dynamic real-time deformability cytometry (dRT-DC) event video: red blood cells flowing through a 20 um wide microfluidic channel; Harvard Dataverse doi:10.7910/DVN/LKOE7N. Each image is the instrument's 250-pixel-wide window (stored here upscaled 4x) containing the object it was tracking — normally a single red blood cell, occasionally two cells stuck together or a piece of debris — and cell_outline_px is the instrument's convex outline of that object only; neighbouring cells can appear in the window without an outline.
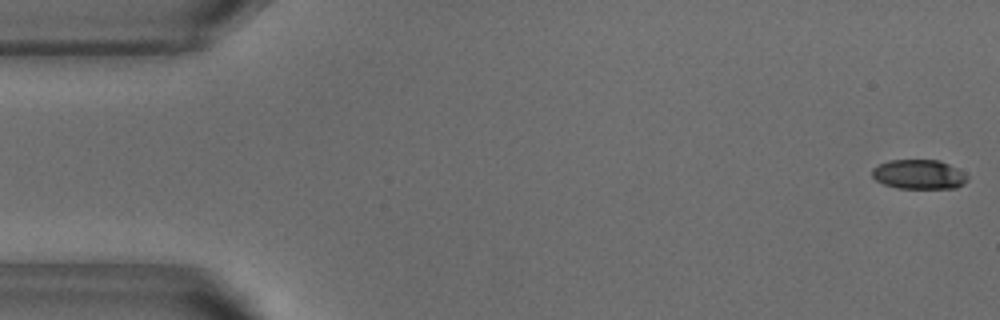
{"species": "common noctule bat (a hibernating species)", "species_latin": "Nyctalus noctula", "temperature_condition": "warm", "stored_images_in_passage": 52, "camera_frame_rate_fps": 3000, "um_per_image_px": 0.085, "animal": {"sex": "male", "body_mass_g": 18.8}, "frame": {"image": 1, "passage_image": 1, "time_ms": 0.0, "image_size_px": [1000, 320], "cell_outline_px": [[968, 180], [964, 184], [956, 188], [900, 188], [884, 184], [876, 180], [872, 176], [872, 168], [888, 160], [940, 160], [964, 172], [968, 176]], "centroid_in_image_um": [78.12, 14.82], "position_along_channel_um": 6.9, "area_um2": 16.36}}
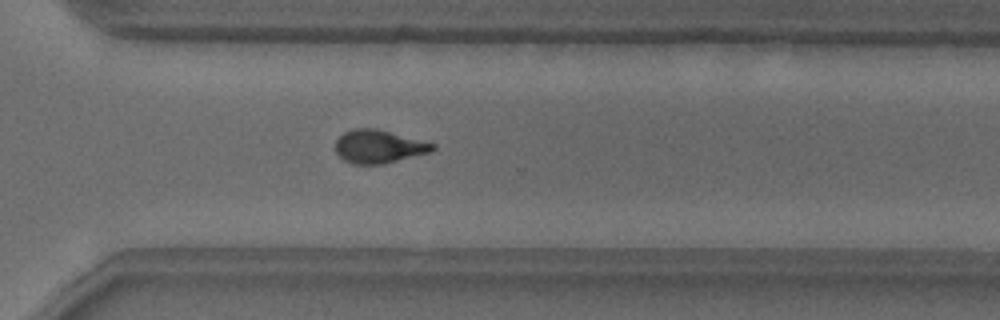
{"frame": {"image": 2, "passage_image": 37, "time_ms": 12.0, "image_size_px": [1000, 320], "cell_outline_px": [[436, 148], [428, 152], [384, 164], [352, 164], [344, 160], [336, 152], [336, 140], [344, 132], [352, 128], [376, 128], [436, 144]], "centroid_in_image_um": [32.17, 12.45], "position_along_channel_um": 338.4, "area_um2": 18.67}}
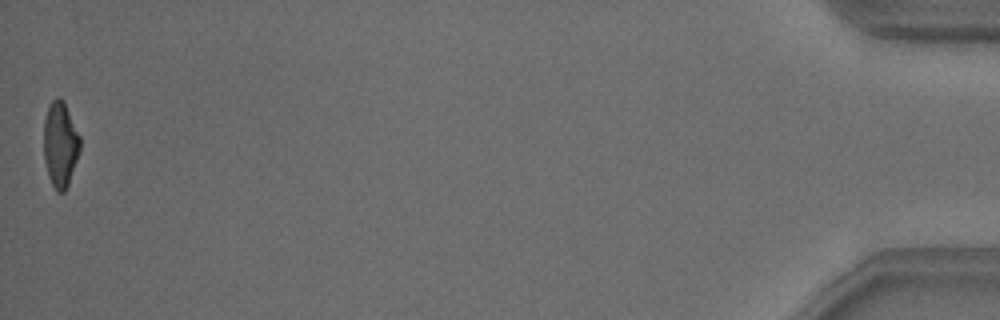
{"frame": {"image": 3, "passage_image": 52, "time_ms": 17.0, "image_size_px": [1000, 320], "cell_outline_px": [[80, 152], [68, 184], [64, 192], [56, 192], [48, 176], [44, 160], [44, 120], [48, 108], [52, 100], [56, 96], [60, 96], [64, 100], [80, 136]], "centroid_in_image_um": [5.13, 12.25], "position_along_channel_um": 430.1, "area_um2": 18.21}, "authors_computed_cell_mechanics": {"area_um2": 18.5827, "velocity_mm_per_s": 3.8385, "shape_relaxation_time_tau1_ms": 4.0713, "shape_relaxation_time_tau2_ms": 2.2004, "deformation_change_tau1": 0.1779, "deformation_change_tau2": 0.1004}}